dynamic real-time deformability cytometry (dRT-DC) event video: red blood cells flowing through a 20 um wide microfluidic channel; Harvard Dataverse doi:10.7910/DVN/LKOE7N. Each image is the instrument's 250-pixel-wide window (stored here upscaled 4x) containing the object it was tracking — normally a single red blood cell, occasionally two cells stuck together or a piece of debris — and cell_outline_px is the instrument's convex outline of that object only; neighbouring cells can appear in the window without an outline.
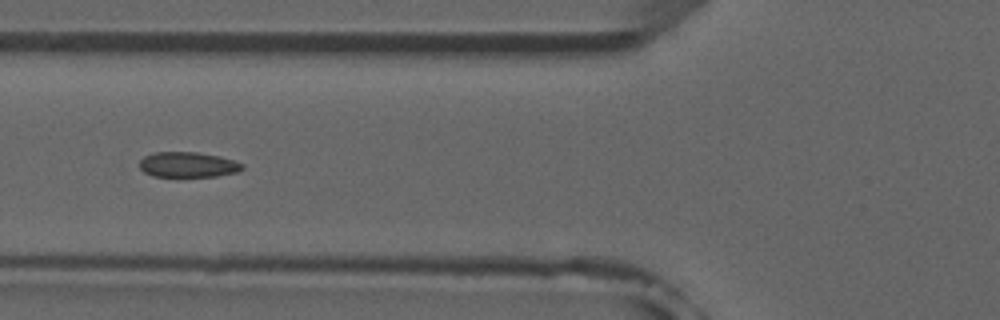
{"species": "common noctule bat (a hibernating species)", "species_latin": "Nyctalus noctula", "temperature_condition": "room temperature", "stored_images_in_passage": 7, "camera_frame_rate_fps": 3000, "um_per_image_px": 0.085, "animal": {"sex": "male", "forearm_length_mm": 52.5}, "frame": {"image": 1, "passage_image": 4, "time_ms": 3.667, "image_size_px": [1000, 320], "cell_outline_px": [[244, 168], [236, 172], [216, 176], [176, 180], [152, 176], [144, 172], [140, 168], [140, 160], [144, 156], [152, 152], [196, 152], [220, 156], [244, 164]], "centroid_in_image_um": [15.92, 14.05], "position_along_channel_um": 109.9, "area_um2": 16.01}}
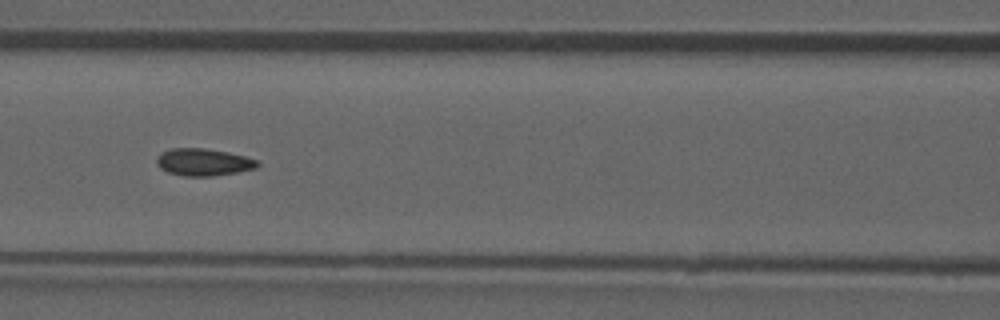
{"frame": {"image": 2, "passage_image": 5, "time_ms": 4.667, "image_size_px": [1000, 320], "cell_outline_px": [[260, 164], [256, 168], [236, 172], [212, 176], [184, 176], [168, 172], [160, 168], [156, 164], [156, 156], [160, 152], [172, 148], [204, 148], [228, 152], [260, 160]], "centroid_in_image_um": [17.28, 13.77], "position_along_channel_um": 149.3, "area_um2": 16.13}}